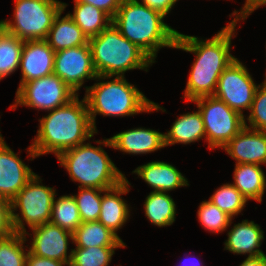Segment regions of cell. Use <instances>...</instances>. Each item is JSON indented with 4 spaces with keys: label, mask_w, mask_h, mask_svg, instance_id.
I'll use <instances>...</instances> for the list:
<instances>
[{
    "label": "cell",
    "mask_w": 266,
    "mask_h": 266,
    "mask_svg": "<svg viewBox=\"0 0 266 266\" xmlns=\"http://www.w3.org/2000/svg\"><path fill=\"white\" fill-rule=\"evenodd\" d=\"M240 22L241 19L231 18L215 35L205 39L178 32L174 49L195 55L183 92L184 102L191 103L199 97L214 95L220 75L236 58L231 48Z\"/></svg>",
    "instance_id": "6da1fadb"
},
{
    "label": "cell",
    "mask_w": 266,
    "mask_h": 266,
    "mask_svg": "<svg viewBox=\"0 0 266 266\" xmlns=\"http://www.w3.org/2000/svg\"><path fill=\"white\" fill-rule=\"evenodd\" d=\"M76 95L67 104L53 109L38 119L39 126L27 151V160L42 155L54 154L72 149L98 134L92 125L85 98Z\"/></svg>",
    "instance_id": "7a4b0ae2"
},
{
    "label": "cell",
    "mask_w": 266,
    "mask_h": 266,
    "mask_svg": "<svg viewBox=\"0 0 266 266\" xmlns=\"http://www.w3.org/2000/svg\"><path fill=\"white\" fill-rule=\"evenodd\" d=\"M84 93L90 119L97 132L96 116L134 117L142 113L166 112L160 104L151 101L123 76L98 75Z\"/></svg>",
    "instance_id": "3957f363"
},
{
    "label": "cell",
    "mask_w": 266,
    "mask_h": 266,
    "mask_svg": "<svg viewBox=\"0 0 266 266\" xmlns=\"http://www.w3.org/2000/svg\"><path fill=\"white\" fill-rule=\"evenodd\" d=\"M164 19L166 16L143 3L122 0L112 23L156 63L161 48H175L179 32Z\"/></svg>",
    "instance_id": "277c9868"
},
{
    "label": "cell",
    "mask_w": 266,
    "mask_h": 266,
    "mask_svg": "<svg viewBox=\"0 0 266 266\" xmlns=\"http://www.w3.org/2000/svg\"><path fill=\"white\" fill-rule=\"evenodd\" d=\"M90 141L89 139L88 142L66 150L56 158L71 181L77 183L78 188L106 190L125 180L126 175L114 164L103 148L113 149L110 138L93 140L98 146H93Z\"/></svg>",
    "instance_id": "5b68a950"
},
{
    "label": "cell",
    "mask_w": 266,
    "mask_h": 266,
    "mask_svg": "<svg viewBox=\"0 0 266 266\" xmlns=\"http://www.w3.org/2000/svg\"><path fill=\"white\" fill-rule=\"evenodd\" d=\"M92 63L97 75L123 76L143 70L155 63L141 48L126 39L111 23L99 35L89 38Z\"/></svg>",
    "instance_id": "8992f818"
},
{
    "label": "cell",
    "mask_w": 266,
    "mask_h": 266,
    "mask_svg": "<svg viewBox=\"0 0 266 266\" xmlns=\"http://www.w3.org/2000/svg\"><path fill=\"white\" fill-rule=\"evenodd\" d=\"M61 10L59 0H15L12 18L1 19V27L24 41L46 40Z\"/></svg>",
    "instance_id": "52a82bcc"
},
{
    "label": "cell",
    "mask_w": 266,
    "mask_h": 266,
    "mask_svg": "<svg viewBox=\"0 0 266 266\" xmlns=\"http://www.w3.org/2000/svg\"><path fill=\"white\" fill-rule=\"evenodd\" d=\"M37 173L10 201L13 229L25 234L28 229L49 223L53 200L57 194L55 187L45 186Z\"/></svg>",
    "instance_id": "ba28073f"
},
{
    "label": "cell",
    "mask_w": 266,
    "mask_h": 266,
    "mask_svg": "<svg viewBox=\"0 0 266 266\" xmlns=\"http://www.w3.org/2000/svg\"><path fill=\"white\" fill-rule=\"evenodd\" d=\"M204 123L207 148L222 149L245 127V117L214 96L194 99Z\"/></svg>",
    "instance_id": "9c48e42d"
},
{
    "label": "cell",
    "mask_w": 266,
    "mask_h": 266,
    "mask_svg": "<svg viewBox=\"0 0 266 266\" xmlns=\"http://www.w3.org/2000/svg\"><path fill=\"white\" fill-rule=\"evenodd\" d=\"M77 94L57 75L51 74L18 86L9 110L22 106L49 112L67 104Z\"/></svg>",
    "instance_id": "30bf717a"
},
{
    "label": "cell",
    "mask_w": 266,
    "mask_h": 266,
    "mask_svg": "<svg viewBox=\"0 0 266 266\" xmlns=\"http://www.w3.org/2000/svg\"><path fill=\"white\" fill-rule=\"evenodd\" d=\"M258 85L246 64L235 58L220 75L213 96L245 116V110L251 109Z\"/></svg>",
    "instance_id": "8fae6325"
},
{
    "label": "cell",
    "mask_w": 266,
    "mask_h": 266,
    "mask_svg": "<svg viewBox=\"0 0 266 266\" xmlns=\"http://www.w3.org/2000/svg\"><path fill=\"white\" fill-rule=\"evenodd\" d=\"M53 74L59 76L77 95L85 82L98 76L93 63L89 43L55 52Z\"/></svg>",
    "instance_id": "7c38bea8"
},
{
    "label": "cell",
    "mask_w": 266,
    "mask_h": 266,
    "mask_svg": "<svg viewBox=\"0 0 266 266\" xmlns=\"http://www.w3.org/2000/svg\"><path fill=\"white\" fill-rule=\"evenodd\" d=\"M30 230L24 236L27 242L30 240L28 249L31 254L70 264L73 248L70 249L69 245L73 244V233L51 222Z\"/></svg>",
    "instance_id": "4fadbf2b"
},
{
    "label": "cell",
    "mask_w": 266,
    "mask_h": 266,
    "mask_svg": "<svg viewBox=\"0 0 266 266\" xmlns=\"http://www.w3.org/2000/svg\"><path fill=\"white\" fill-rule=\"evenodd\" d=\"M18 155L6 143L0 130V196L9 201L36 174Z\"/></svg>",
    "instance_id": "5bb4252c"
},
{
    "label": "cell",
    "mask_w": 266,
    "mask_h": 266,
    "mask_svg": "<svg viewBox=\"0 0 266 266\" xmlns=\"http://www.w3.org/2000/svg\"><path fill=\"white\" fill-rule=\"evenodd\" d=\"M131 183L129 180H123L118 185L102 190L101 211L98 221L101 222L106 228L111 230L120 239L118 232L125 227L129 221L131 214V205L124 199L131 190Z\"/></svg>",
    "instance_id": "9a60e30c"
},
{
    "label": "cell",
    "mask_w": 266,
    "mask_h": 266,
    "mask_svg": "<svg viewBox=\"0 0 266 266\" xmlns=\"http://www.w3.org/2000/svg\"><path fill=\"white\" fill-rule=\"evenodd\" d=\"M221 150L225 151L235 164L266 165V131L244 127Z\"/></svg>",
    "instance_id": "2e32d148"
},
{
    "label": "cell",
    "mask_w": 266,
    "mask_h": 266,
    "mask_svg": "<svg viewBox=\"0 0 266 266\" xmlns=\"http://www.w3.org/2000/svg\"><path fill=\"white\" fill-rule=\"evenodd\" d=\"M55 51L46 40H26L21 53V79L18 86L30 80L53 74Z\"/></svg>",
    "instance_id": "e0dca14e"
},
{
    "label": "cell",
    "mask_w": 266,
    "mask_h": 266,
    "mask_svg": "<svg viewBox=\"0 0 266 266\" xmlns=\"http://www.w3.org/2000/svg\"><path fill=\"white\" fill-rule=\"evenodd\" d=\"M233 221L234 219L226 229L227 239L224 241V250L234 255H247L246 257L264 255L265 253L260 249L265 239V232L261 226L248 219L232 226Z\"/></svg>",
    "instance_id": "ac0fdd59"
},
{
    "label": "cell",
    "mask_w": 266,
    "mask_h": 266,
    "mask_svg": "<svg viewBox=\"0 0 266 266\" xmlns=\"http://www.w3.org/2000/svg\"><path fill=\"white\" fill-rule=\"evenodd\" d=\"M113 149L129 155H146L165 148L164 133L159 129L135 127L110 137Z\"/></svg>",
    "instance_id": "d6986e66"
},
{
    "label": "cell",
    "mask_w": 266,
    "mask_h": 266,
    "mask_svg": "<svg viewBox=\"0 0 266 266\" xmlns=\"http://www.w3.org/2000/svg\"><path fill=\"white\" fill-rule=\"evenodd\" d=\"M141 178L152 191L169 192L178 188L189 187L186 176L175 165L165 161H150L136 167L132 175Z\"/></svg>",
    "instance_id": "ffe728a7"
},
{
    "label": "cell",
    "mask_w": 266,
    "mask_h": 266,
    "mask_svg": "<svg viewBox=\"0 0 266 266\" xmlns=\"http://www.w3.org/2000/svg\"><path fill=\"white\" fill-rule=\"evenodd\" d=\"M68 3L63 2V10L55 17L49 34L46 38L49 46L55 51H61L67 48L87 45L88 37L82 32V29L73 21V19L65 14L62 16Z\"/></svg>",
    "instance_id": "44dd1931"
},
{
    "label": "cell",
    "mask_w": 266,
    "mask_h": 266,
    "mask_svg": "<svg viewBox=\"0 0 266 266\" xmlns=\"http://www.w3.org/2000/svg\"><path fill=\"white\" fill-rule=\"evenodd\" d=\"M170 130L164 133L165 147L175 144L190 145L205 139L204 123L198 109L175 117Z\"/></svg>",
    "instance_id": "7402d4cb"
},
{
    "label": "cell",
    "mask_w": 266,
    "mask_h": 266,
    "mask_svg": "<svg viewBox=\"0 0 266 266\" xmlns=\"http://www.w3.org/2000/svg\"><path fill=\"white\" fill-rule=\"evenodd\" d=\"M232 184L248 201L263 202L266 174L257 164H235Z\"/></svg>",
    "instance_id": "603a6c76"
},
{
    "label": "cell",
    "mask_w": 266,
    "mask_h": 266,
    "mask_svg": "<svg viewBox=\"0 0 266 266\" xmlns=\"http://www.w3.org/2000/svg\"><path fill=\"white\" fill-rule=\"evenodd\" d=\"M176 206L169 192L151 191L144 200L143 210L151 225L163 228L176 221Z\"/></svg>",
    "instance_id": "cb8c5ba5"
},
{
    "label": "cell",
    "mask_w": 266,
    "mask_h": 266,
    "mask_svg": "<svg viewBox=\"0 0 266 266\" xmlns=\"http://www.w3.org/2000/svg\"><path fill=\"white\" fill-rule=\"evenodd\" d=\"M75 245V246H74ZM73 246L88 248L98 246H127L111 230L99 221L82 222L73 232Z\"/></svg>",
    "instance_id": "d4e9b609"
},
{
    "label": "cell",
    "mask_w": 266,
    "mask_h": 266,
    "mask_svg": "<svg viewBox=\"0 0 266 266\" xmlns=\"http://www.w3.org/2000/svg\"><path fill=\"white\" fill-rule=\"evenodd\" d=\"M89 38L99 35L112 23V18L88 3L74 2L73 12L67 13Z\"/></svg>",
    "instance_id": "484cf974"
},
{
    "label": "cell",
    "mask_w": 266,
    "mask_h": 266,
    "mask_svg": "<svg viewBox=\"0 0 266 266\" xmlns=\"http://www.w3.org/2000/svg\"><path fill=\"white\" fill-rule=\"evenodd\" d=\"M24 40L0 28V82L18 71Z\"/></svg>",
    "instance_id": "4316f807"
},
{
    "label": "cell",
    "mask_w": 266,
    "mask_h": 266,
    "mask_svg": "<svg viewBox=\"0 0 266 266\" xmlns=\"http://www.w3.org/2000/svg\"><path fill=\"white\" fill-rule=\"evenodd\" d=\"M55 195L50 222L73 233L82 223L76 200L72 194Z\"/></svg>",
    "instance_id": "83f0119b"
},
{
    "label": "cell",
    "mask_w": 266,
    "mask_h": 266,
    "mask_svg": "<svg viewBox=\"0 0 266 266\" xmlns=\"http://www.w3.org/2000/svg\"><path fill=\"white\" fill-rule=\"evenodd\" d=\"M220 210L235 219L238 215H243L248 200L240 191L230 182L217 187L208 199Z\"/></svg>",
    "instance_id": "f1b7e54d"
},
{
    "label": "cell",
    "mask_w": 266,
    "mask_h": 266,
    "mask_svg": "<svg viewBox=\"0 0 266 266\" xmlns=\"http://www.w3.org/2000/svg\"><path fill=\"white\" fill-rule=\"evenodd\" d=\"M24 234L14 232L0 238V266H26L29 252Z\"/></svg>",
    "instance_id": "f546056e"
},
{
    "label": "cell",
    "mask_w": 266,
    "mask_h": 266,
    "mask_svg": "<svg viewBox=\"0 0 266 266\" xmlns=\"http://www.w3.org/2000/svg\"><path fill=\"white\" fill-rule=\"evenodd\" d=\"M127 246H98L73 248L69 266H109L115 250Z\"/></svg>",
    "instance_id": "4dcf8cb0"
},
{
    "label": "cell",
    "mask_w": 266,
    "mask_h": 266,
    "mask_svg": "<svg viewBox=\"0 0 266 266\" xmlns=\"http://www.w3.org/2000/svg\"><path fill=\"white\" fill-rule=\"evenodd\" d=\"M197 218L200 226L212 234H220L226 231L232 218L220 210L208 199L200 202L197 210Z\"/></svg>",
    "instance_id": "1f68e13d"
},
{
    "label": "cell",
    "mask_w": 266,
    "mask_h": 266,
    "mask_svg": "<svg viewBox=\"0 0 266 266\" xmlns=\"http://www.w3.org/2000/svg\"><path fill=\"white\" fill-rule=\"evenodd\" d=\"M82 222L98 221L101 211L102 190L96 188H78L73 194Z\"/></svg>",
    "instance_id": "d6a6232c"
},
{
    "label": "cell",
    "mask_w": 266,
    "mask_h": 266,
    "mask_svg": "<svg viewBox=\"0 0 266 266\" xmlns=\"http://www.w3.org/2000/svg\"><path fill=\"white\" fill-rule=\"evenodd\" d=\"M244 117L245 127L266 131V79L257 86L251 109Z\"/></svg>",
    "instance_id": "836d02e7"
},
{
    "label": "cell",
    "mask_w": 266,
    "mask_h": 266,
    "mask_svg": "<svg viewBox=\"0 0 266 266\" xmlns=\"http://www.w3.org/2000/svg\"><path fill=\"white\" fill-rule=\"evenodd\" d=\"M15 231L11 216V203L0 196V238L10 236Z\"/></svg>",
    "instance_id": "e575fe53"
},
{
    "label": "cell",
    "mask_w": 266,
    "mask_h": 266,
    "mask_svg": "<svg viewBox=\"0 0 266 266\" xmlns=\"http://www.w3.org/2000/svg\"><path fill=\"white\" fill-rule=\"evenodd\" d=\"M264 6H266V0H245L243 6L239 10H234L229 14V17L238 18L245 22L254 11Z\"/></svg>",
    "instance_id": "d590c367"
},
{
    "label": "cell",
    "mask_w": 266,
    "mask_h": 266,
    "mask_svg": "<svg viewBox=\"0 0 266 266\" xmlns=\"http://www.w3.org/2000/svg\"><path fill=\"white\" fill-rule=\"evenodd\" d=\"M73 2H82L93 5L107 13L111 18L116 15L122 0H74Z\"/></svg>",
    "instance_id": "8d00e7d4"
},
{
    "label": "cell",
    "mask_w": 266,
    "mask_h": 266,
    "mask_svg": "<svg viewBox=\"0 0 266 266\" xmlns=\"http://www.w3.org/2000/svg\"><path fill=\"white\" fill-rule=\"evenodd\" d=\"M167 17L176 6L177 0H136Z\"/></svg>",
    "instance_id": "74e56055"
},
{
    "label": "cell",
    "mask_w": 266,
    "mask_h": 266,
    "mask_svg": "<svg viewBox=\"0 0 266 266\" xmlns=\"http://www.w3.org/2000/svg\"><path fill=\"white\" fill-rule=\"evenodd\" d=\"M26 266H69L67 263L49 258L39 257L28 252Z\"/></svg>",
    "instance_id": "f35d334b"
},
{
    "label": "cell",
    "mask_w": 266,
    "mask_h": 266,
    "mask_svg": "<svg viewBox=\"0 0 266 266\" xmlns=\"http://www.w3.org/2000/svg\"><path fill=\"white\" fill-rule=\"evenodd\" d=\"M238 266H266V254L246 257Z\"/></svg>",
    "instance_id": "ab89813d"
},
{
    "label": "cell",
    "mask_w": 266,
    "mask_h": 266,
    "mask_svg": "<svg viewBox=\"0 0 266 266\" xmlns=\"http://www.w3.org/2000/svg\"><path fill=\"white\" fill-rule=\"evenodd\" d=\"M186 256H187V254L185 253L184 254L185 258H183L184 260L181 261L180 266H205L203 263V260L201 261L196 256H192L191 254H188L187 257Z\"/></svg>",
    "instance_id": "60d3db41"
}]
</instances>
